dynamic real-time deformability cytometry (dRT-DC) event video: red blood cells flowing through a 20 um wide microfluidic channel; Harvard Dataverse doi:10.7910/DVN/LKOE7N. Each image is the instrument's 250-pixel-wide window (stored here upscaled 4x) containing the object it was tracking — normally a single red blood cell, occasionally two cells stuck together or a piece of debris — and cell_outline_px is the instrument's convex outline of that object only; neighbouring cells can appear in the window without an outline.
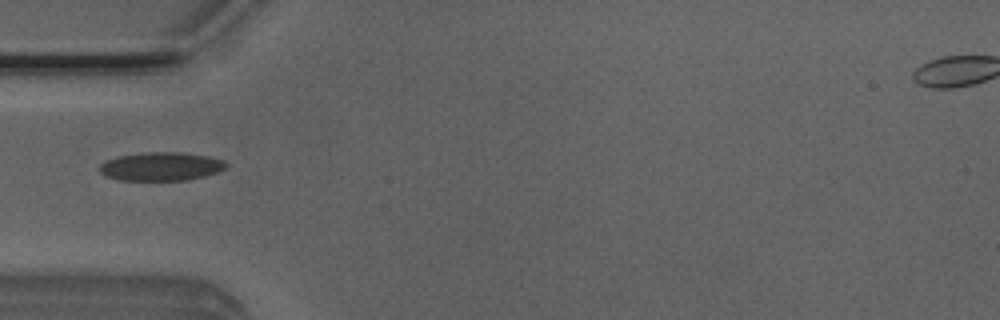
{"species": "Egyptian fruit bat (a non-hibernating species)", "species_latin": "Rousettus aegyptiacus", "temperature_condition": "room temperature", "stored_images_in_passage": 2, "camera_frame_rate_fps": 3000, "um_per_image_px": 0.085, "animal": {"sex": "male"}, "frame": {"image": 1, "passage_image": 1, "time_ms": 0.0, "image_size_px": [1000, 320], "cell_outline_px": [[228, 164], [224, 168], [216, 172], [204, 176], [188, 180], [116, 180], [100, 172], [100, 164], [108, 160], [120, 156], [148, 152], [180, 152], [208, 156], [224, 160]], "centroid_in_image_um": [13.71, 14.15], "position_along_channel_um": 71.3, "area_um2": 20.81}}